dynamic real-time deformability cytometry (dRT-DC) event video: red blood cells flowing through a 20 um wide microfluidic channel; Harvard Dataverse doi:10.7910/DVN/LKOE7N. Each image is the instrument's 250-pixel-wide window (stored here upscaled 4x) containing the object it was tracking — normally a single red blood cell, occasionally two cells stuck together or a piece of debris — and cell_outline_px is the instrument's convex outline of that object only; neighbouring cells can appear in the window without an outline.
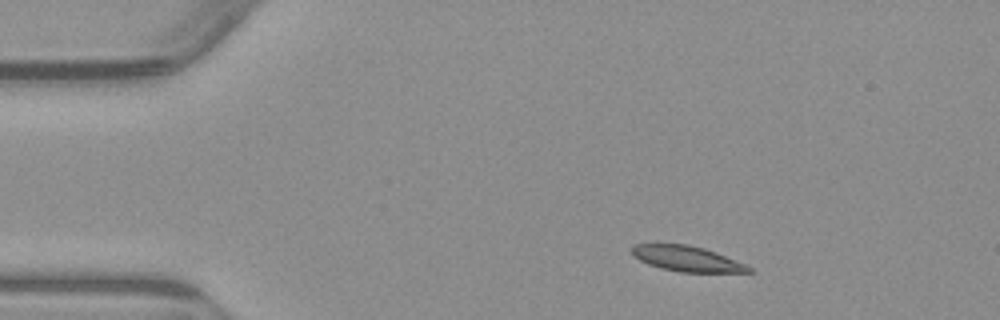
{"species": "common noctule bat (a hibernating species)", "species_latin": "Nyctalus noctula", "temperature_condition": "warm", "stored_images_in_passage": 6, "camera_frame_rate_fps": 3000, "um_per_image_px": 0.085, "animal": {"sex": "male", "body_mass_g": 23.1, "forearm_length_mm": 52.7}, "frame": {"image": 1, "passage_image": 1, "time_ms": 0.0, "image_size_px": [1000, 320], "cell_outline_px": [[756, 272], [680, 272], [660, 268], [648, 264], [632, 256], [632, 248], [636, 244], [688, 244], [704, 248], [716, 252], [744, 264], [752, 268]], "centroid_in_image_um": [58.38, 21.99], "position_along_channel_um": 26.6, "area_um2": 17.22}}
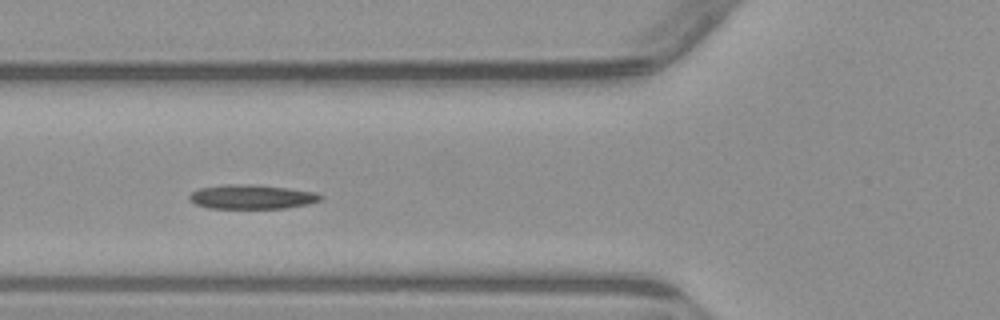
{"frame": {"image": 2, "passage_image": 4, "time_ms": 3.667, "image_size_px": [1000, 320], "cell_outline_px": [[324, 196], [320, 200], [308, 204], [288, 208], [208, 208], [196, 204], [188, 200], [188, 196], [192, 192], [200, 188], [224, 184], [260, 184], [316, 192]], "centroid_in_image_um": [21.41, 16.72], "position_along_channel_um": 104.4, "area_um2": 18.79}}
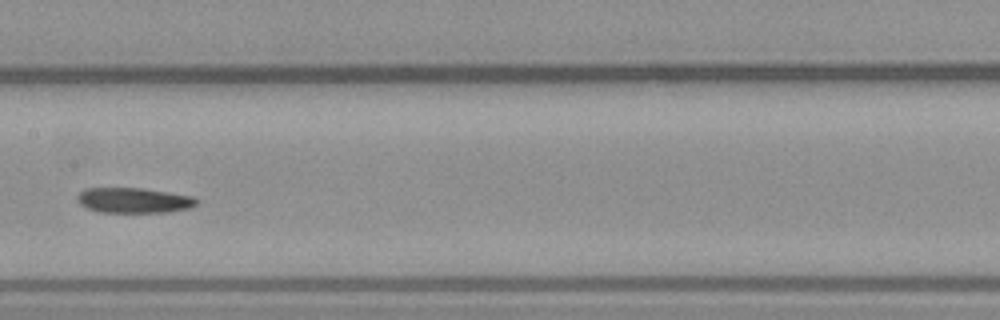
{"frame": {"image": 3, "passage_image": 6, "time_ms": 6.0, "image_size_px": [1000, 320], "cell_outline_px": [[200, 200], [192, 208], [168, 212], [100, 212], [88, 208], [80, 204], [76, 200], [76, 196], [84, 188], [144, 188], [192, 196]], "centroid_in_image_um": [11.39, 17.02], "position_along_channel_um": 196.0, "area_um2": 17.69}}